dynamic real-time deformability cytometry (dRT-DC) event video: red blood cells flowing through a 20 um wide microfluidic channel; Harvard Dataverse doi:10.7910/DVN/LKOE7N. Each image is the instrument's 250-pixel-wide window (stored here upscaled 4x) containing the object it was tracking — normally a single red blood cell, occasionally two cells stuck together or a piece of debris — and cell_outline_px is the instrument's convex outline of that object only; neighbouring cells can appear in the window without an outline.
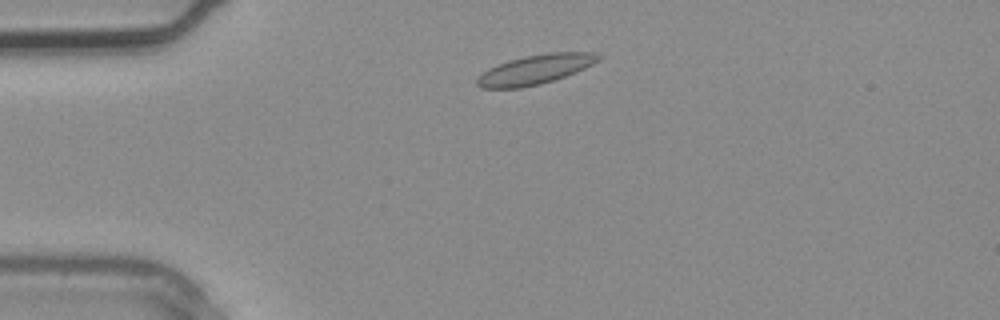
{"species": "common noctule bat (a hibernating species)", "species_latin": "Nyctalus noctula", "temperature_condition": "warm", "stored_images_in_passage": 1, "camera_frame_rate_fps": 3000, "um_per_image_px": 0.085, "animal": {"sex": "male", "body_mass_g": 20.4}, "frame": {"image": 1, "passage_image": 1, "time_ms": 0.0, "image_size_px": [1000, 320], "cell_outline_px": [[604, 56], [592, 64], [576, 72], [540, 84], [520, 88], [480, 88], [476, 84], [476, 80], [488, 68], [508, 60], [524, 56], [548, 52], [596, 52]], "centroid_in_image_um": [45.51, 5.89], "position_along_channel_um": 39.5, "area_um2": 20.81}}